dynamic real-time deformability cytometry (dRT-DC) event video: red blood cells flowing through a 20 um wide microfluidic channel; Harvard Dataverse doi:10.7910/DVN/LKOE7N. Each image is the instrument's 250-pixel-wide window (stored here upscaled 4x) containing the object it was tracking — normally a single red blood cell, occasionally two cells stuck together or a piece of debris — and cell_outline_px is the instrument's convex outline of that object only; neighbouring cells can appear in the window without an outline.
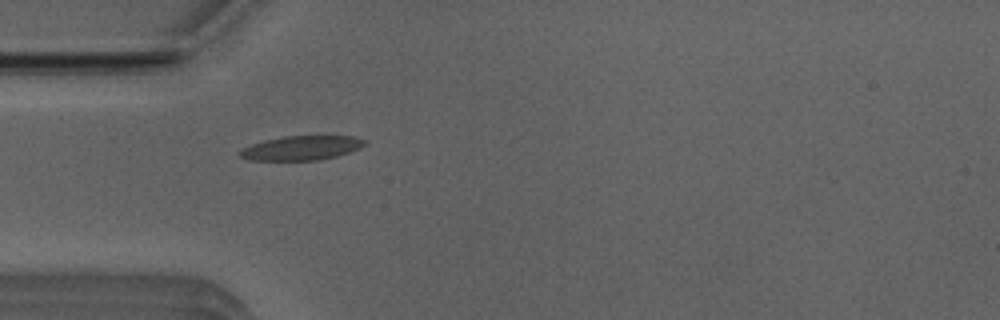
{"species": "Egyptian fruit bat (a non-hibernating species)", "species_latin": "Rousettus aegyptiacus", "temperature_condition": "room temperature", "stored_images_in_passage": 37, "camera_frame_rate_fps": 3000, "um_per_image_px": 0.085, "animal": {"sex": "male"}, "frame": {"image": 1, "passage_image": 1, "time_ms": 0.0, "image_size_px": [1000, 320], "cell_outline_px": [[368, 144], [360, 148], [336, 156], [316, 160], [248, 160], [240, 156], [240, 148], [264, 140], [284, 136], [356, 136], [368, 140]], "centroid_in_image_um": [25.66, 12.56], "position_along_channel_um": 59.3, "area_um2": 17.74}}
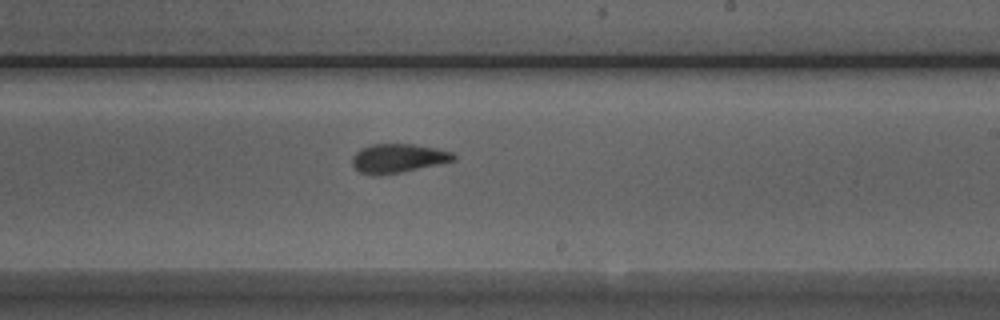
{"frame": {"image": 2, "passage_image": 16, "time_ms": 5.0, "image_size_px": [1000, 320], "cell_outline_px": [[456, 160], [400, 172], [380, 176], [376, 176], [360, 172], [352, 164], [352, 156], [360, 148], [368, 144], [412, 144], [436, 148], [452, 152], [456, 156]], "centroid_in_image_um": [33.8, 13.45], "position_along_channel_um": 255.2, "area_um2": 17.11}}
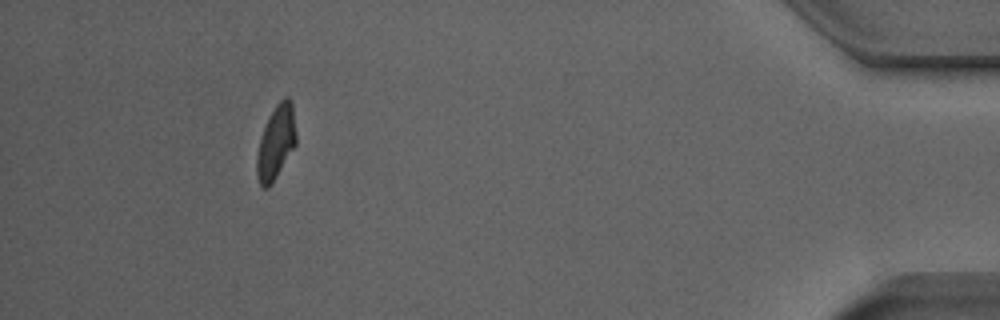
{"frame": {"image": 3, "passage_image": 33, "time_ms": 10.667, "image_size_px": [1000, 320], "cell_outline_px": [[296, 144], [276, 176], [268, 188], [264, 188], [260, 184], [256, 176], [256, 156], [260, 136], [268, 116], [276, 104], [284, 96], [288, 96], [292, 100], [296, 132]], "centroid_in_image_um": [23.45, 12.05], "position_along_channel_um": 411.8, "area_um2": 17.05}, "authors_computed_cell_mechanics": {"area_um2": 17.2244, "velocity_mm_per_s": 3.9506, "shape_relaxation_time_tau1_ms": 4.6315, "shape_relaxation_time_tau2_ms": 1.4378, "deformation_change_tau1": 0.1548, "deformation_change_tau2": 0.0769}}